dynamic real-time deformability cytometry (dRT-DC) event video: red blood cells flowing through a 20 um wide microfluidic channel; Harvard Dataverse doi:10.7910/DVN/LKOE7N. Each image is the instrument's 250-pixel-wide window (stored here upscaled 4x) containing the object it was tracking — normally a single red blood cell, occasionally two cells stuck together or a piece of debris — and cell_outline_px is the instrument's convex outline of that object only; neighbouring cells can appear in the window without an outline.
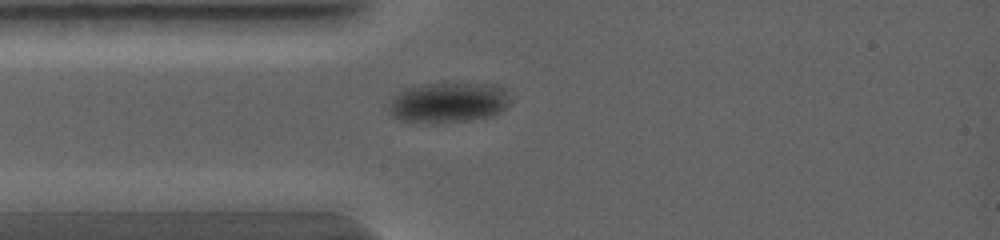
{"species": "common noctule bat (a hibernating species)", "species_latin": "Nyctalus noctula", "temperature_condition": "warm", "stored_images_in_passage": 1, "camera_frame_rate_fps": 5000, "um_per_image_px": 0.085, "animal": {"sex": "female", "body_mass_g": 19.0, "forearm_length_mm": 56.7}, "frame": {"image": 1, "passage_image": 1, "time_ms": 0.0, "image_size_px": [1000, 240], "cell_outline_px": [[508, 104], [500, 112], [492, 116], [468, 120], [432, 124], [400, 120], [392, 116], [388, 112], [388, 100], [396, 92], [404, 88], [420, 84], [496, 84], [504, 88], [508, 96]], "centroid_in_image_um": [38.02, 8.72], "position_along_channel_um": 47.0, "area_um2": 28.9}}